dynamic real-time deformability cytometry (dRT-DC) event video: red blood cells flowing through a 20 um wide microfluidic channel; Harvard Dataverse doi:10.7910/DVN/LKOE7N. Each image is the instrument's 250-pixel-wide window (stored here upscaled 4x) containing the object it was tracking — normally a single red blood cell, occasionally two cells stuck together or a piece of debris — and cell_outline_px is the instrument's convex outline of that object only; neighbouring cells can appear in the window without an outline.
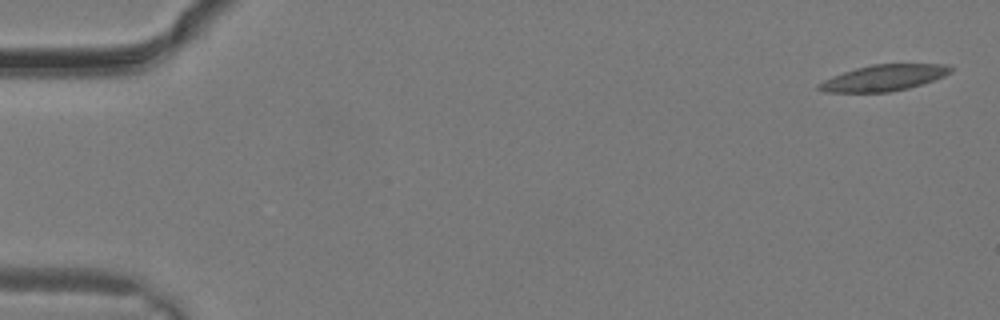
{"species": "common noctule bat (a hibernating species)", "species_latin": "Nyctalus noctula", "temperature_condition": "warm", "stored_images_in_passage": 10, "camera_frame_rate_fps": 3000, "um_per_image_px": 0.085, "animal": {"sex": "male", "body_mass_g": 19.2, "forearm_length_mm": 51.8}, "frame": {"image": 1, "passage_image": 1, "time_ms": 0.0, "image_size_px": [1000, 320], "cell_outline_px": [[952, 72], [944, 76], [908, 88], [888, 92], [824, 92], [816, 88], [816, 84], [832, 76], [856, 68], [872, 64], [948, 64], [952, 68]], "centroid_in_image_um": [75.09, 6.61], "position_along_channel_um": 9.9, "area_um2": 19.94}}
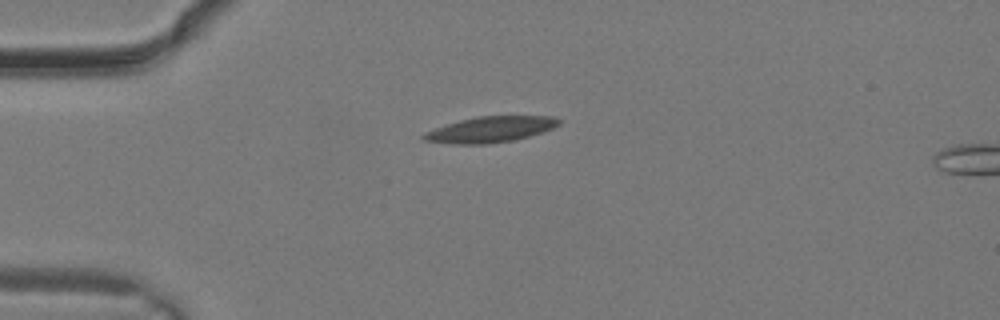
{"frame": {"image": 2, "passage_image": 8, "time_ms": 2.333, "image_size_px": [1000, 320], "cell_outline_px": [[560, 124], [544, 132], [512, 140], [488, 144], [448, 144], [424, 140], [420, 136], [424, 132], [460, 120], [476, 116], [552, 116], [560, 120]], "centroid_in_image_um": [41.66, 11.01], "position_along_channel_um": 43.3, "area_um2": 20.29}}